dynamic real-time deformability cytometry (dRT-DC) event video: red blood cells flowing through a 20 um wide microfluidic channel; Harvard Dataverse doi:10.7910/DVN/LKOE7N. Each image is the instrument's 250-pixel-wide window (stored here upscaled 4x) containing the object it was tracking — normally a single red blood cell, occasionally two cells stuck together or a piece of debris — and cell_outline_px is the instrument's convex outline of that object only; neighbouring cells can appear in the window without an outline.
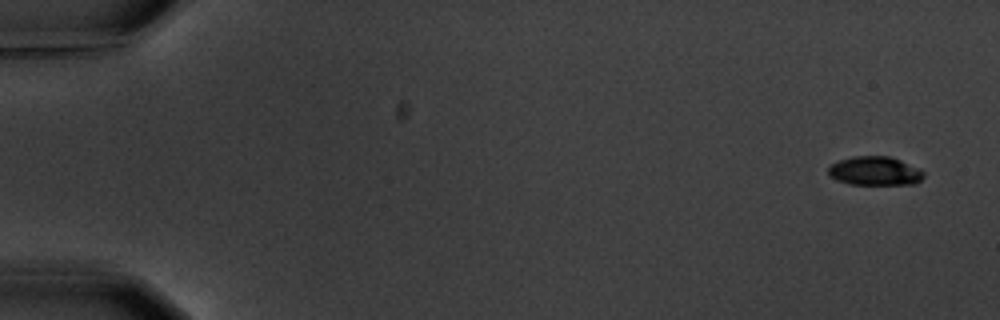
{"species": "common noctule bat (a hibernating species)", "species_latin": "Nyctalus noctula", "temperature_condition": "warm", "stored_images_in_passage": 6, "camera_frame_rate_fps": 3000, "um_per_image_px": 0.085, "animal": {"sex": "male", "body_mass_g": 20.1, "forearm_length_mm": 53.5}, "frame": {"image": 1, "passage_image": 1, "time_ms": 0.0, "image_size_px": [1000, 320], "cell_outline_px": [[924, 176], [916, 184], [848, 184], [836, 180], [828, 176], [828, 168], [832, 164], [840, 160], [852, 156], [892, 156], [920, 168], [924, 172]], "centroid_in_image_um": [74.37, 14.53], "position_along_channel_um": 10.6, "area_um2": 16.24}}
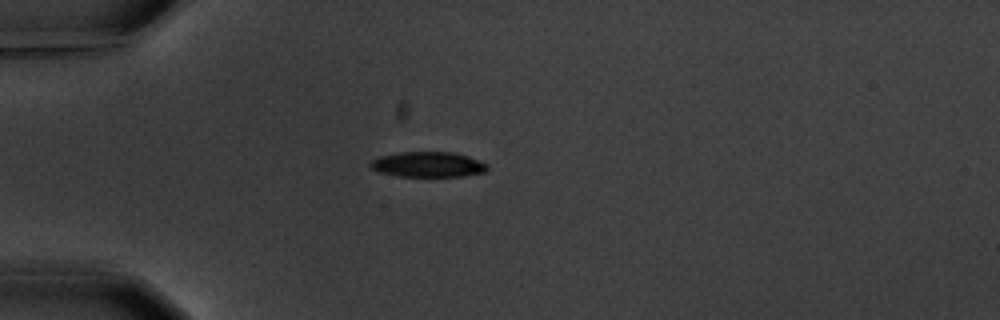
{"frame": {"image": 2, "passage_image": 5, "time_ms": 4.667, "image_size_px": [1000, 320], "cell_outline_px": [[488, 168], [484, 172], [464, 176], [400, 176], [380, 172], [372, 168], [368, 164], [372, 160], [380, 156], [400, 152], [452, 152], [468, 156], [480, 160], [488, 164]], "centroid_in_image_um": [36.4, 13.97], "position_along_channel_um": 48.6, "area_um2": 17.17}}